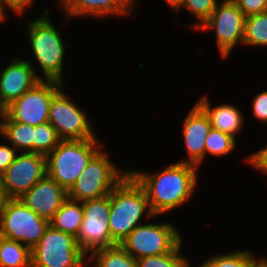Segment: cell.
I'll return each instance as SVG.
<instances>
[{"label":"cell","instance_id":"6da1fadb","mask_svg":"<svg viewBox=\"0 0 267 267\" xmlns=\"http://www.w3.org/2000/svg\"><path fill=\"white\" fill-rule=\"evenodd\" d=\"M198 168L192 164L175 162L154 174L140 170H129V173L144 189L151 212L160 215L189 201L197 187Z\"/></svg>","mask_w":267,"mask_h":267},{"label":"cell","instance_id":"7a4b0ae2","mask_svg":"<svg viewBox=\"0 0 267 267\" xmlns=\"http://www.w3.org/2000/svg\"><path fill=\"white\" fill-rule=\"evenodd\" d=\"M109 200L110 236L118 245L143 222L144 215L147 219L157 217L151 212L144 189L130 173L110 192Z\"/></svg>","mask_w":267,"mask_h":267},{"label":"cell","instance_id":"3957f363","mask_svg":"<svg viewBox=\"0 0 267 267\" xmlns=\"http://www.w3.org/2000/svg\"><path fill=\"white\" fill-rule=\"evenodd\" d=\"M103 145L98 138L61 140L57 147L46 156L47 175L68 192L87 163Z\"/></svg>","mask_w":267,"mask_h":267},{"label":"cell","instance_id":"277c9868","mask_svg":"<svg viewBox=\"0 0 267 267\" xmlns=\"http://www.w3.org/2000/svg\"><path fill=\"white\" fill-rule=\"evenodd\" d=\"M43 12L27 26L31 49L44 73L43 79L63 83V62L68 44H64L61 31L49 20V10Z\"/></svg>","mask_w":267,"mask_h":267},{"label":"cell","instance_id":"5b68a950","mask_svg":"<svg viewBox=\"0 0 267 267\" xmlns=\"http://www.w3.org/2000/svg\"><path fill=\"white\" fill-rule=\"evenodd\" d=\"M108 152L101 148L87 163L75 184L67 192L68 198L83 202L109 195L114 187L129 173H120L109 160Z\"/></svg>","mask_w":267,"mask_h":267},{"label":"cell","instance_id":"8992f818","mask_svg":"<svg viewBox=\"0 0 267 267\" xmlns=\"http://www.w3.org/2000/svg\"><path fill=\"white\" fill-rule=\"evenodd\" d=\"M86 256L73 235L49 225L31 248V267H86Z\"/></svg>","mask_w":267,"mask_h":267},{"label":"cell","instance_id":"52a82bcc","mask_svg":"<svg viewBox=\"0 0 267 267\" xmlns=\"http://www.w3.org/2000/svg\"><path fill=\"white\" fill-rule=\"evenodd\" d=\"M49 221L41 218L19 198H5L0 206V236L33 248Z\"/></svg>","mask_w":267,"mask_h":267},{"label":"cell","instance_id":"ba28073f","mask_svg":"<svg viewBox=\"0 0 267 267\" xmlns=\"http://www.w3.org/2000/svg\"><path fill=\"white\" fill-rule=\"evenodd\" d=\"M175 227L172 223L140 224L119 245L136 260L167 254L182 243Z\"/></svg>","mask_w":267,"mask_h":267},{"label":"cell","instance_id":"9c48e42d","mask_svg":"<svg viewBox=\"0 0 267 267\" xmlns=\"http://www.w3.org/2000/svg\"><path fill=\"white\" fill-rule=\"evenodd\" d=\"M64 84L41 79L5 108V115L12 121L37 126L48 122L52 97Z\"/></svg>","mask_w":267,"mask_h":267},{"label":"cell","instance_id":"30bf717a","mask_svg":"<svg viewBox=\"0 0 267 267\" xmlns=\"http://www.w3.org/2000/svg\"><path fill=\"white\" fill-rule=\"evenodd\" d=\"M82 210L83 222L76 237L77 245L81 250L88 256L94 250L117 245L110 236L109 195L83 201Z\"/></svg>","mask_w":267,"mask_h":267},{"label":"cell","instance_id":"8fae6325","mask_svg":"<svg viewBox=\"0 0 267 267\" xmlns=\"http://www.w3.org/2000/svg\"><path fill=\"white\" fill-rule=\"evenodd\" d=\"M221 2L198 30H215L219 54L226 58L237 44L243 45L246 15L233 0Z\"/></svg>","mask_w":267,"mask_h":267},{"label":"cell","instance_id":"7c38bea8","mask_svg":"<svg viewBox=\"0 0 267 267\" xmlns=\"http://www.w3.org/2000/svg\"><path fill=\"white\" fill-rule=\"evenodd\" d=\"M62 87L50 102L48 122L56 129L61 140L96 138L87 114L72 102Z\"/></svg>","mask_w":267,"mask_h":267},{"label":"cell","instance_id":"4fadbf2b","mask_svg":"<svg viewBox=\"0 0 267 267\" xmlns=\"http://www.w3.org/2000/svg\"><path fill=\"white\" fill-rule=\"evenodd\" d=\"M46 174V156L20 152L0 176L4 198H20Z\"/></svg>","mask_w":267,"mask_h":267},{"label":"cell","instance_id":"5bb4252c","mask_svg":"<svg viewBox=\"0 0 267 267\" xmlns=\"http://www.w3.org/2000/svg\"><path fill=\"white\" fill-rule=\"evenodd\" d=\"M42 78L30 61L15 58L0 74V101L7 107Z\"/></svg>","mask_w":267,"mask_h":267},{"label":"cell","instance_id":"9a60e30c","mask_svg":"<svg viewBox=\"0 0 267 267\" xmlns=\"http://www.w3.org/2000/svg\"><path fill=\"white\" fill-rule=\"evenodd\" d=\"M68 193L47 174L19 199L41 218L50 221Z\"/></svg>","mask_w":267,"mask_h":267},{"label":"cell","instance_id":"2e32d148","mask_svg":"<svg viewBox=\"0 0 267 267\" xmlns=\"http://www.w3.org/2000/svg\"><path fill=\"white\" fill-rule=\"evenodd\" d=\"M182 126L188 158L179 162L199 167L205 157V141L212 126L205 112L196 103L191 107Z\"/></svg>","mask_w":267,"mask_h":267},{"label":"cell","instance_id":"e0dca14e","mask_svg":"<svg viewBox=\"0 0 267 267\" xmlns=\"http://www.w3.org/2000/svg\"><path fill=\"white\" fill-rule=\"evenodd\" d=\"M135 0H60L58 4L63 7L69 18L85 16L107 17L126 16L130 14Z\"/></svg>","mask_w":267,"mask_h":267},{"label":"cell","instance_id":"ac0fdd59","mask_svg":"<svg viewBox=\"0 0 267 267\" xmlns=\"http://www.w3.org/2000/svg\"><path fill=\"white\" fill-rule=\"evenodd\" d=\"M196 104L205 112L212 128L235 137L243 128V115L234 105L221 104L212 107L207 96L197 100Z\"/></svg>","mask_w":267,"mask_h":267},{"label":"cell","instance_id":"d6986e66","mask_svg":"<svg viewBox=\"0 0 267 267\" xmlns=\"http://www.w3.org/2000/svg\"><path fill=\"white\" fill-rule=\"evenodd\" d=\"M3 136L18 152L34 153V126L10 120L6 115L0 121Z\"/></svg>","mask_w":267,"mask_h":267},{"label":"cell","instance_id":"ffe728a7","mask_svg":"<svg viewBox=\"0 0 267 267\" xmlns=\"http://www.w3.org/2000/svg\"><path fill=\"white\" fill-rule=\"evenodd\" d=\"M82 222V202L67 198L49 221V225L58 231L73 235L76 238Z\"/></svg>","mask_w":267,"mask_h":267},{"label":"cell","instance_id":"44dd1931","mask_svg":"<svg viewBox=\"0 0 267 267\" xmlns=\"http://www.w3.org/2000/svg\"><path fill=\"white\" fill-rule=\"evenodd\" d=\"M90 263L94 267H137V260L118 244L91 252L87 256V264Z\"/></svg>","mask_w":267,"mask_h":267},{"label":"cell","instance_id":"7402d4cb","mask_svg":"<svg viewBox=\"0 0 267 267\" xmlns=\"http://www.w3.org/2000/svg\"><path fill=\"white\" fill-rule=\"evenodd\" d=\"M0 267H31V249L0 236Z\"/></svg>","mask_w":267,"mask_h":267},{"label":"cell","instance_id":"603a6c76","mask_svg":"<svg viewBox=\"0 0 267 267\" xmlns=\"http://www.w3.org/2000/svg\"><path fill=\"white\" fill-rule=\"evenodd\" d=\"M264 257L256 259L249 250H239L222 255H214L199 267H256Z\"/></svg>","mask_w":267,"mask_h":267},{"label":"cell","instance_id":"cb8c5ba5","mask_svg":"<svg viewBox=\"0 0 267 267\" xmlns=\"http://www.w3.org/2000/svg\"><path fill=\"white\" fill-rule=\"evenodd\" d=\"M243 45L267 47V11L246 16Z\"/></svg>","mask_w":267,"mask_h":267},{"label":"cell","instance_id":"d4e9b609","mask_svg":"<svg viewBox=\"0 0 267 267\" xmlns=\"http://www.w3.org/2000/svg\"><path fill=\"white\" fill-rule=\"evenodd\" d=\"M60 141L56 129L49 122L34 126V153L47 156Z\"/></svg>","mask_w":267,"mask_h":267},{"label":"cell","instance_id":"484cf974","mask_svg":"<svg viewBox=\"0 0 267 267\" xmlns=\"http://www.w3.org/2000/svg\"><path fill=\"white\" fill-rule=\"evenodd\" d=\"M236 137L211 128L205 141V155L226 156L236 147Z\"/></svg>","mask_w":267,"mask_h":267},{"label":"cell","instance_id":"4316f807","mask_svg":"<svg viewBox=\"0 0 267 267\" xmlns=\"http://www.w3.org/2000/svg\"><path fill=\"white\" fill-rule=\"evenodd\" d=\"M181 244L170 253L137 259V267H189L190 260L181 255Z\"/></svg>","mask_w":267,"mask_h":267},{"label":"cell","instance_id":"83f0119b","mask_svg":"<svg viewBox=\"0 0 267 267\" xmlns=\"http://www.w3.org/2000/svg\"><path fill=\"white\" fill-rule=\"evenodd\" d=\"M217 2V0H179L172 9L177 13L183 7L187 8L193 16L198 18L199 22L191 25L192 28L198 29L210 17Z\"/></svg>","mask_w":267,"mask_h":267},{"label":"cell","instance_id":"f1b7e54d","mask_svg":"<svg viewBox=\"0 0 267 267\" xmlns=\"http://www.w3.org/2000/svg\"><path fill=\"white\" fill-rule=\"evenodd\" d=\"M238 8L246 15L267 11V0H233Z\"/></svg>","mask_w":267,"mask_h":267},{"label":"cell","instance_id":"f546056e","mask_svg":"<svg viewBox=\"0 0 267 267\" xmlns=\"http://www.w3.org/2000/svg\"><path fill=\"white\" fill-rule=\"evenodd\" d=\"M252 109L255 118L267 123V90L254 97Z\"/></svg>","mask_w":267,"mask_h":267},{"label":"cell","instance_id":"4dcf8cb0","mask_svg":"<svg viewBox=\"0 0 267 267\" xmlns=\"http://www.w3.org/2000/svg\"><path fill=\"white\" fill-rule=\"evenodd\" d=\"M246 161L256 170L267 174V146L249 155Z\"/></svg>","mask_w":267,"mask_h":267},{"label":"cell","instance_id":"1f68e13d","mask_svg":"<svg viewBox=\"0 0 267 267\" xmlns=\"http://www.w3.org/2000/svg\"><path fill=\"white\" fill-rule=\"evenodd\" d=\"M18 151L8 144L0 145V176L14 161Z\"/></svg>","mask_w":267,"mask_h":267},{"label":"cell","instance_id":"d6a6232c","mask_svg":"<svg viewBox=\"0 0 267 267\" xmlns=\"http://www.w3.org/2000/svg\"><path fill=\"white\" fill-rule=\"evenodd\" d=\"M33 2L34 0H0V6L4 11L8 8L14 14L21 15Z\"/></svg>","mask_w":267,"mask_h":267},{"label":"cell","instance_id":"836d02e7","mask_svg":"<svg viewBox=\"0 0 267 267\" xmlns=\"http://www.w3.org/2000/svg\"><path fill=\"white\" fill-rule=\"evenodd\" d=\"M5 108L6 107L0 101V117H1V120H3V118L5 117Z\"/></svg>","mask_w":267,"mask_h":267},{"label":"cell","instance_id":"e575fe53","mask_svg":"<svg viewBox=\"0 0 267 267\" xmlns=\"http://www.w3.org/2000/svg\"><path fill=\"white\" fill-rule=\"evenodd\" d=\"M178 1L179 0H164V2H166L170 6V8H173Z\"/></svg>","mask_w":267,"mask_h":267},{"label":"cell","instance_id":"d590c367","mask_svg":"<svg viewBox=\"0 0 267 267\" xmlns=\"http://www.w3.org/2000/svg\"><path fill=\"white\" fill-rule=\"evenodd\" d=\"M6 11H4L0 6V23L3 22L6 18Z\"/></svg>","mask_w":267,"mask_h":267},{"label":"cell","instance_id":"8d00e7d4","mask_svg":"<svg viewBox=\"0 0 267 267\" xmlns=\"http://www.w3.org/2000/svg\"><path fill=\"white\" fill-rule=\"evenodd\" d=\"M256 267H267V259L264 258Z\"/></svg>","mask_w":267,"mask_h":267},{"label":"cell","instance_id":"74e56055","mask_svg":"<svg viewBox=\"0 0 267 267\" xmlns=\"http://www.w3.org/2000/svg\"><path fill=\"white\" fill-rule=\"evenodd\" d=\"M4 195L2 193V189H1V179H0V206L3 204L4 201Z\"/></svg>","mask_w":267,"mask_h":267}]
</instances>
